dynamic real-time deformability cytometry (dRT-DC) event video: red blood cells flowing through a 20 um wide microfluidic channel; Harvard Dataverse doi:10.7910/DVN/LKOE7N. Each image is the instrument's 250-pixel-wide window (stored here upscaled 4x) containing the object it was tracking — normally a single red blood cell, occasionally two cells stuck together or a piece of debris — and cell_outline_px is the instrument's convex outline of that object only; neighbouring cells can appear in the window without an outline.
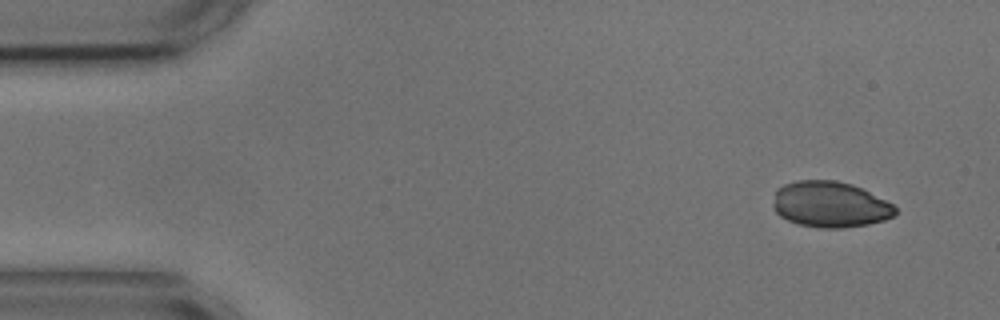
{"species": "common noctule bat (a hibernating species)", "species_latin": "Nyctalus noctula", "temperature_condition": "cold", "stored_images_in_passage": 4, "camera_frame_rate_fps": 3000, "um_per_image_px": 0.085, "animal": {"sex": "male", "body_mass_g": 17.9, "forearm_length_mm": 54.2}, "frame": {"image": 1, "passage_image": 1, "time_ms": 0.0, "image_size_px": [1000, 320], "cell_outline_px": [[896, 212], [892, 216], [884, 220], [868, 224], [844, 228], [820, 228], [800, 224], [788, 220], [780, 216], [772, 208], [772, 204], [776, 188], [784, 184], [796, 180], [836, 180], [852, 184], [892, 204], [896, 208]], "centroid_in_image_um": [70.5, 17.37], "position_along_channel_um": 14.5, "area_um2": 32.66}}